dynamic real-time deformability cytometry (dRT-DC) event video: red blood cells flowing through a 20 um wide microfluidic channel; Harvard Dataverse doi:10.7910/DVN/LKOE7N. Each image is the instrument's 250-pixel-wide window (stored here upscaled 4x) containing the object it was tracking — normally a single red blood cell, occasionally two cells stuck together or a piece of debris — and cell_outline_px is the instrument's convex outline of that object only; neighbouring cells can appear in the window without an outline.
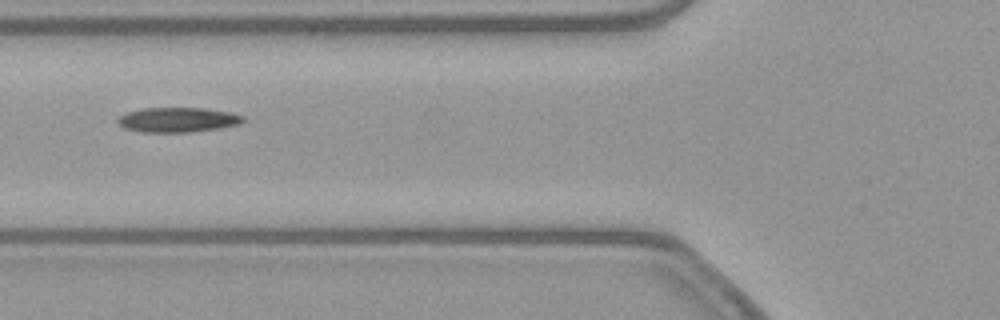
{"species": "common noctule bat (a hibernating species)", "species_latin": "Nyctalus noctula", "temperature_condition": "warm", "stored_images_in_passage": 36, "camera_frame_rate_fps": 3000, "um_per_image_px": 0.085, "animal": {"sex": "female", "body_mass_g": 21.9}, "frame": {"image": 1, "passage_image": 4, "time_ms": 1.0, "image_size_px": [1000, 320], "cell_outline_px": [[244, 120], [240, 124], [220, 128], [192, 132], [140, 132], [124, 128], [116, 120], [120, 116], [128, 112], [144, 108], [204, 108], [228, 112], [244, 116]], "centroid_in_image_um": [15.11, 10.19], "position_along_channel_um": 110.7, "area_um2": 18.03}}
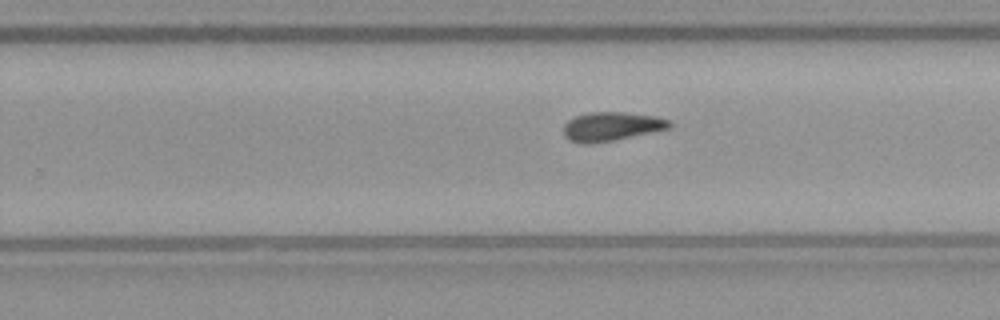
{"frame": {"image": 2, "passage_image": 17, "time_ms": 5.333, "image_size_px": [1000, 320], "cell_outline_px": [[672, 128], [592, 144], [580, 144], [568, 140], [564, 136], [564, 124], [568, 120], [576, 116], [588, 112], [624, 112], [656, 116], [672, 120]], "centroid_in_image_um": [51.98, 10.75], "position_along_channel_um": 277.8, "area_um2": 18.03}}
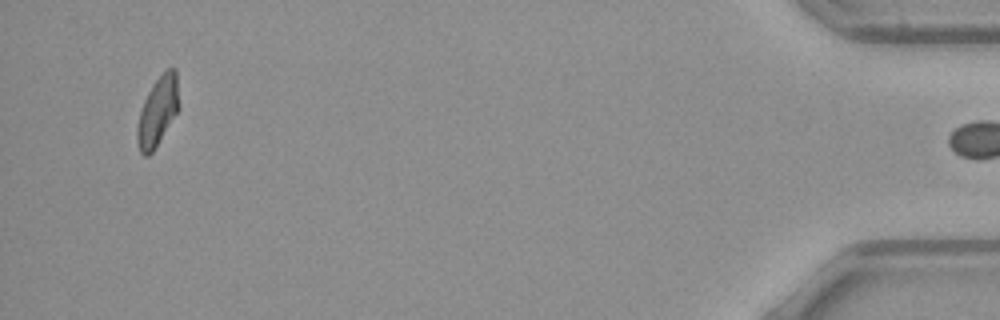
{"frame": {"image": 3, "passage_image": 35, "time_ms": 11.333, "image_size_px": [1000, 320], "cell_outline_px": [[180, 108], [152, 152], [148, 156], [144, 156], [140, 152], [136, 140], [136, 128], [140, 112], [144, 100], [148, 92], [156, 80], [168, 68], [176, 68], [180, 104]], "centroid_in_image_um": [13.42, 9.46], "position_along_channel_um": 421.8, "area_um2": 16.82}}